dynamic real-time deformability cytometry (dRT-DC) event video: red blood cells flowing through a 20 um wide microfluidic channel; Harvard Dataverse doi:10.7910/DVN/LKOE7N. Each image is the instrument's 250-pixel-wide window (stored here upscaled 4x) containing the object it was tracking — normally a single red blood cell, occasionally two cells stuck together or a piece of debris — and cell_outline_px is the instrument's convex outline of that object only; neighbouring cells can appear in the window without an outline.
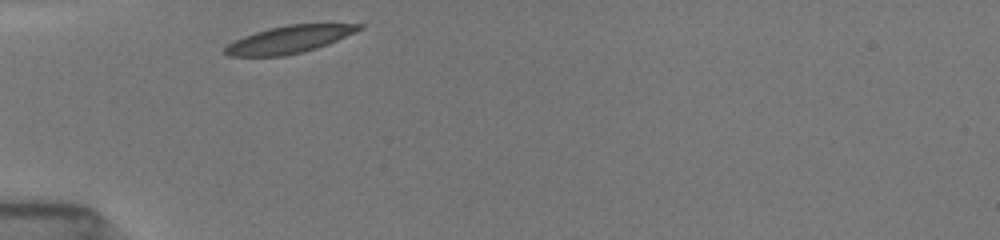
{"species": "common noctule bat (a hibernating species)", "species_latin": "Nyctalus noctula", "temperature_condition": "room temperature", "stored_images_in_passage": 29, "camera_frame_rate_fps": 3000, "um_per_image_px": 0.085, "animal": {"sex": "female", "body_mass_g": 19.5, "forearm_length_mm": 54.1}, "frame": {"image": 1, "passage_image": 1, "time_ms": 0.0, "image_size_px": [1000, 240], "cell_outline_px": [[364, 28], [356, 32], [328, 44], [304, 52], [284, 56], [228, 56], [224, 52], [224, 48], [228, 44], [244, 36], [268, 28], [288, 24], [364, 24]], "centroid_in_image_um": [24.6, 3.35], "position_along_channel_um": 60.4, "area_um2": 21.33}}
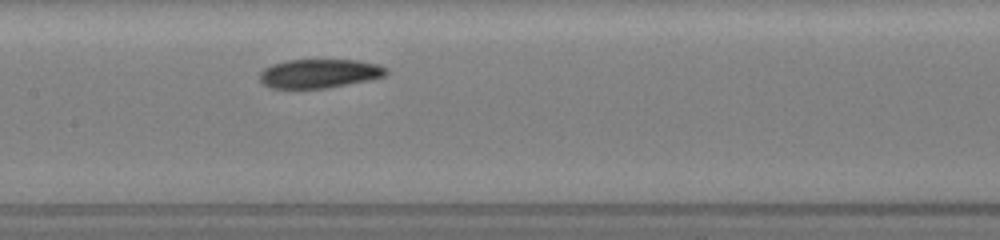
{"frame": {"image": 2, "passage_image": 11, "time_ms": 3.333, "image_size_px": [1000, 240], "cell_outline_px": [[388, 72], [384, 76], [368, 80], [328, 88], [268, 88], [260, 80], [260, 72], [264, 68], [272, 64], [288, 60], [360, 60], [380, 64], [388, 68]], "centroid_in_image_um": [27.17, 6.24], "position_along_channel_um": 180.2, "area_um2": 21.44}}
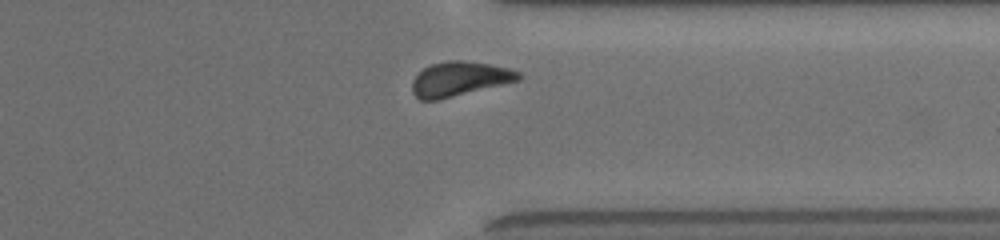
{"frame": {"image": 3, "passage_image": 26, "time_ms": 8.333, "image_size_px": [1000, 240], "cell_outline_px": [[524, 76], [520, 80], [440, 100], [420, 100], [412, 92], [412, 80], [424, 68], [432, 64], [448, 60], [460, 60], [488, 64], [508, 68], [520, 72]], "centroid_in_image_um": [39.07, 6.72], "position_along_channel_um": 372.3, "area_um2": 21.39}, "authors_computed_cell_mechanics": {"area_um2": 21.675, "velocity_mm_per_s": 3.8486, "shape_relaxation_time_tau1_ms": 2.7744, "shape_relaxation_time_tau2_ms": 3.8049, "deformation_change_tau1": 0.0777, "deformation_change_tau2": 0.0759}}